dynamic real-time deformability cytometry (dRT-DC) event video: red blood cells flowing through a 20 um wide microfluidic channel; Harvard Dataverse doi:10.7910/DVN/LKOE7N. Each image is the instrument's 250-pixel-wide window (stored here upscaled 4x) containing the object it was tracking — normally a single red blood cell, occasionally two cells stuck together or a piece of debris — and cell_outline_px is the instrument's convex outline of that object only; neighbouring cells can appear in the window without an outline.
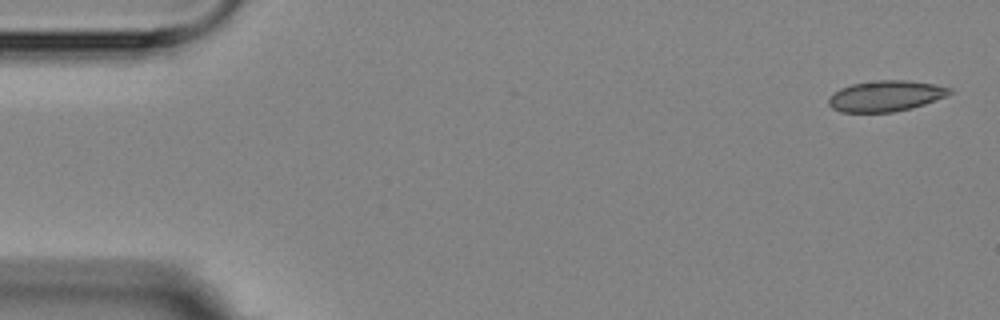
{"species": "Egyptian fruit bat (a non-hibernating species)", "species_latin": "Rousettus aegyptiacus", "temperature_condition": "room temperature", "stored_images_in_passage": 4, "camera_frame_rate_fps": 3000, "um_per_image_px": 0.085, "animal": {"sex": "female"}, "frame": {"image": 1, "passage_image": 1, "time_ms": 0.0, "image_size_px": [1000, 320], "cell_outline_px": [[952, 92], [948, 96], [912, 108], [892, 112], [840, 112], [832, 108], [828, 104], [828, 96], [840, 88], [852, 84], [876, 80], [908, 80], [932, 84], [952, 88]], "centroid_in_image_um": [75.27, 8.16], "position_along_channel_um": 9.7, "area_um2": 21.85}}
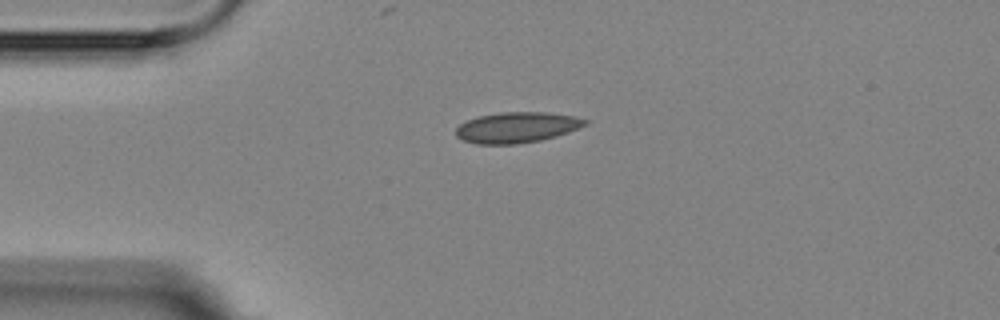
{"frame": {"image": 2, "passage_image": 4, "time_ms": 3.667, "image_size_px": [1000, 320], "cell_outline_px": [[588, 124], [568, 132], [556, 136], [540, 140], [516, 144], [476, 144], [464, 140], [456, 136], [456, 128], [460, 124], [468, 120], [480, 116], [500, 112], [548, 112], [576, 116], [588, 120]], "centroid_in_image_um": [43.96, 10.82], "position_along_channel_um": 41.0, "area_um2": 23.06}}